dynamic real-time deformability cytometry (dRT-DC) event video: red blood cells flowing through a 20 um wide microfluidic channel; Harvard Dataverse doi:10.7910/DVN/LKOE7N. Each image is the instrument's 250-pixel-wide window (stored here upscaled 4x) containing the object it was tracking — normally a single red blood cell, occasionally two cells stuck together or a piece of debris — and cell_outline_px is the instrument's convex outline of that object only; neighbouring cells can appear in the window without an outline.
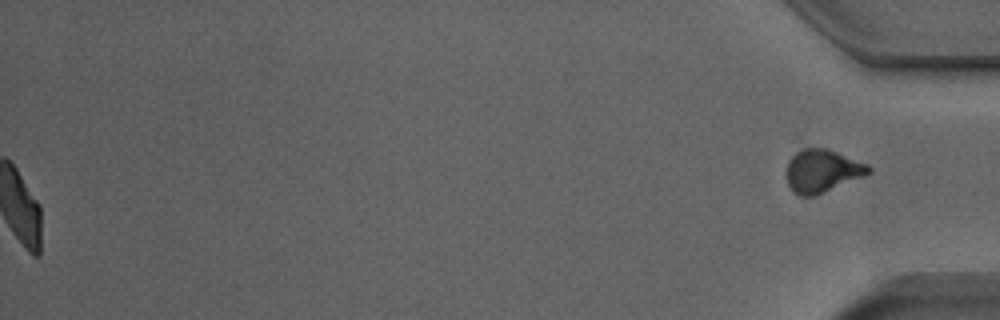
{"species": "Egyptian fruit bat (a non-hibernating species)", "species_latin": "Rousettus aegyptiacus", "temperature_condition": "room temperature", "stored_images_in_passage": 51, "segment_of_instrument_passage": [2, 2], "camera_frame_rate_fps": 3000, "um_per_image_px": 0.085, "animal": {"sex": "male"}, "frame": {"image": 1, "passage_image": 51, "time_ms": 16.667, "image_size_px": [1000, 320], "cell_outline_px": [[872, 172], [864, 176], [816, 196], [800, 196], [792, 192], [788, 184], [784, 172], [788, 160], [800, 148], [828, 148], [868, 164], [872, 168]], "centroid_in_image_um": [69.86, 14.53], "position_along_channel_um": 365.3, "area_um2": 21.04}}